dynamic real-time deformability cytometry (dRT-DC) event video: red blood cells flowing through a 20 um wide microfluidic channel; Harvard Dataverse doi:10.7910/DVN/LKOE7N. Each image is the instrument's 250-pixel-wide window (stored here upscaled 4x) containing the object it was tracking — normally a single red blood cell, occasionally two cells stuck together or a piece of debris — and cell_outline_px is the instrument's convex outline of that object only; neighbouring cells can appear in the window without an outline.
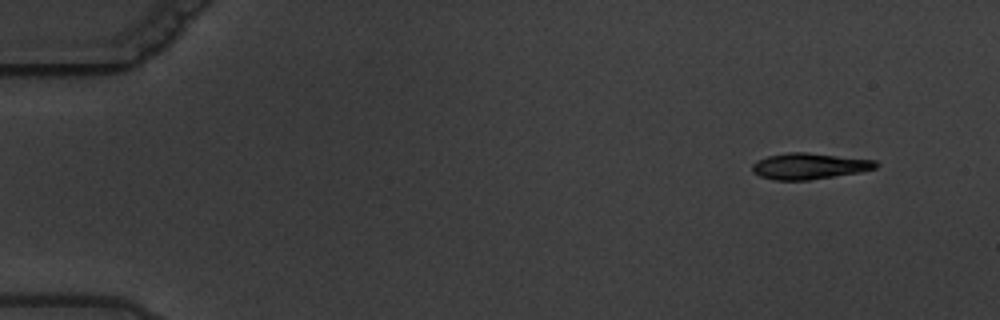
{"species": "common noctule bat (a hibernating species)", "species_latin": "Nyctalus noctula", "temperature_condition": "warm", "stored_images_in_passage": 5, "camera_frame_rate_fps": 3000, "um_per_image_px": 0.085, "animal": {"sex": "male", "body_mass_g": 19.5, "forearm_length_mm": 54.6}, "frame": {"image": 1, "passage_image": 1, "time_ms": 0.0, "image_size_px": [1000, 320], "cell_outline_px": [[880, 164], [876, 168], [860, 172], [808, 180], [772, 180], [760, 176], [752, 172], [752, 164], [756, 160], [768, 156], [788, 152], [804, 152], [876, 160]], "centroid_in_image_um": [68.77, 14.12], "position_along_channel_um": 16.2, "area_um2": 18.84}}